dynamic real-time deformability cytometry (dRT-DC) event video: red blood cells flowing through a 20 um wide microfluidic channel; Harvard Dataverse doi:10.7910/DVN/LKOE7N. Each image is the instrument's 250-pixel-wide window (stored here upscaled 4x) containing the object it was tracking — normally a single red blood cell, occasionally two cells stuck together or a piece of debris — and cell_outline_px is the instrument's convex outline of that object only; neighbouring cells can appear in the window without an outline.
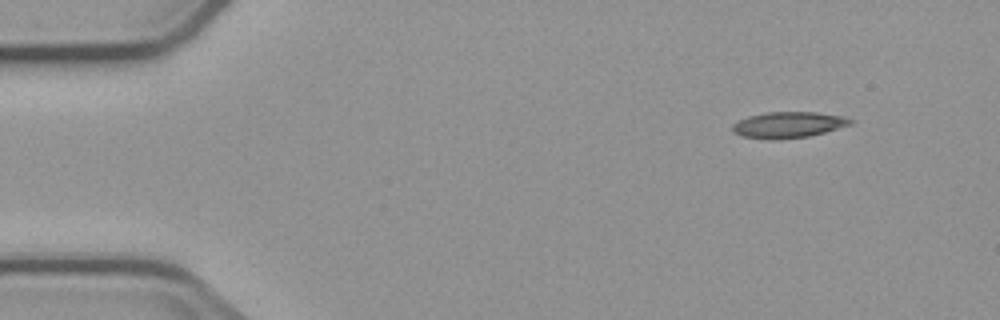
{"species": "common noctule bat (a hibernating species)", "species_latin": "Nyctalus noctula", "temperature_condition": "cold", "stored_images_in_passage": 4, "camera_frame_rate_fps": 3000, "um_per_image_px": 0.085, "animal": {"sex": "male", "body_mass_g": 23.1, "forearm_length_mm": 52.7}, "frame": {"image": 1, "passage_image": 1, "time_ms": 0.0, "image_size_px": [1000, 320], "cell_outline_px": [[856, 120], [852, 124], [824, 132], [808, 136], [744, 136], [732, 132], [732, 124], [736, 120], [748, 116], [764, 112], [816, 112], [844, 116]], "centroid_in_image_um": [67.06, 10.54], "position_along_channel_um": 17.9, "area_um2": 17.11}}
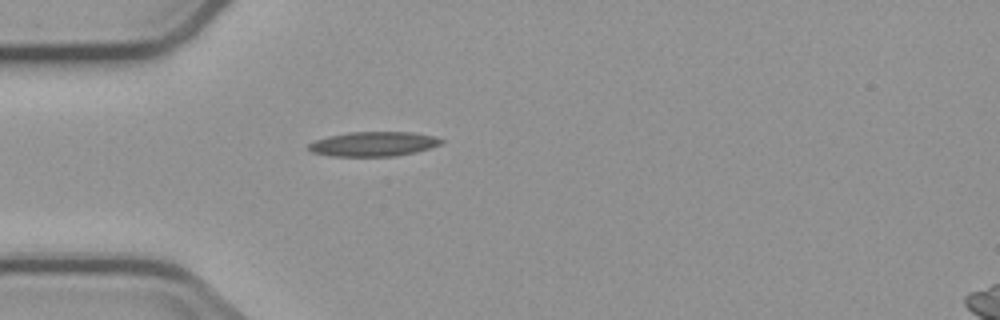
{"frame": {"image": 2, "passage_image": 4, "time_ms": 3.333, "image_size_px": [1000, 320], "cell_outline_px": [[444, 140], [440, 144], [416, 152], [396, 156], [332, 156], [312, 152], [308, 148], [308, 144], [316, 140], [328, 136], [348, 132], [412, 132], [436, 136]], "centroid_in_image_um": [31.75, 12.23], "position_along_channel_um": 53.2, "area_um2": 18.96}}